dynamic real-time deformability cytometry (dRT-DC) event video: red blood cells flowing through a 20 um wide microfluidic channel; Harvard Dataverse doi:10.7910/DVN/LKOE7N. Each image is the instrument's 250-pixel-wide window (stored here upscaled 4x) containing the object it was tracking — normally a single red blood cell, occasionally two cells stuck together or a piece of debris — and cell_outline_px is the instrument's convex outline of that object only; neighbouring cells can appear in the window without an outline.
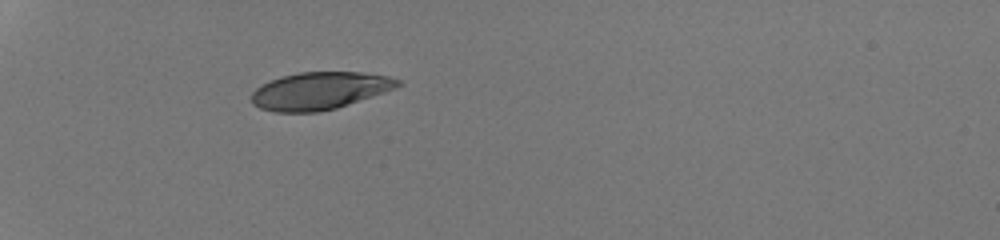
{"species": "human", "species_latin": "Homo sapiens", "temperature_condition": "room temperature", "stored_images_in_passage": 33, "camera_frame_rate_fps": 3000, "um_per_image_px": 0.085, "donor": {"sex": "male"}, "frame": {"image": 1, "passage_image": 1, "time_ms": 0.0, "image_size_px": [1000, 240], "cell_outline_px": [[404, 84], [396, 88], [336, 108], [316, 112], [276, 112], [260, 108], [252, 104], [252, 92], [256, 88], [280, 76], [300, 72], [360, 72], [388, 76], [400, 80]], "centroid_in_image_um": [27.18, 7.71], "position_along_channel_um": 57.8, "area_um2": 31.73}}
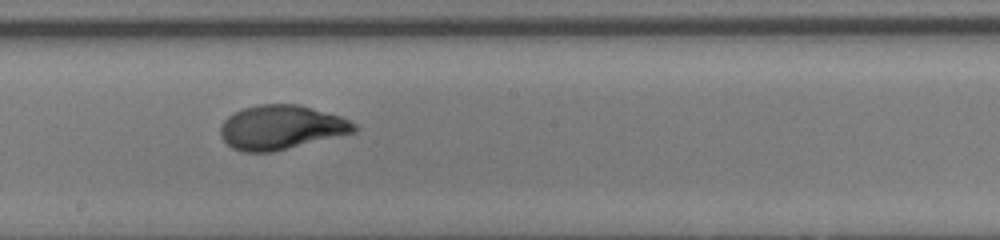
{"frame": {"image": 2, "passage_image": 15, "time_ms": 4.667, "image_size_px": [1000, 240], "cell_outline_px": [[360, 128], [356, 132], [272, 152], [240, 152], [232, 148], [220, 136], [220, 128], [224, 120], [232, 112], [256, 104], [296, 104], [340, 116], [356, 124]], "centroid_in_image_um": [23.88, 10.83], "position_along_channel_um": 224.3, "area_um2": 34.51}}
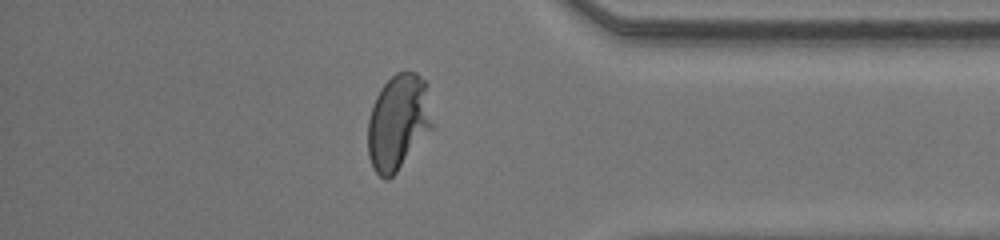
{"frame": {"image": 3, "passage_image": 28, "time_ms": 9.0, "image_size_px": [1000, 240], "cell_outline_px": [[432, 128], [396, 172], [388, 180], [384, 180], [372, 168], [368, 156], [368, 120], [372, 104], [380, 88], [396, 72], [416, 72], [428, 84], [432, 124]], "centroid_in_image_um": [33.83, 10.37], "position_along_channel_um": 401.4, "area_um2": 35.95}, "authors_computed_cell_mechanics": {"area_um2": 34.3332, "velocity_mm_per_s": 4.3155, "shape_relaxation_time_tau1_ms": 3.8415, "shape_relaxation_time_tau2_ms": null, "deformation_change_tau1": 0.2233, "deformation_change_tau2": null}}